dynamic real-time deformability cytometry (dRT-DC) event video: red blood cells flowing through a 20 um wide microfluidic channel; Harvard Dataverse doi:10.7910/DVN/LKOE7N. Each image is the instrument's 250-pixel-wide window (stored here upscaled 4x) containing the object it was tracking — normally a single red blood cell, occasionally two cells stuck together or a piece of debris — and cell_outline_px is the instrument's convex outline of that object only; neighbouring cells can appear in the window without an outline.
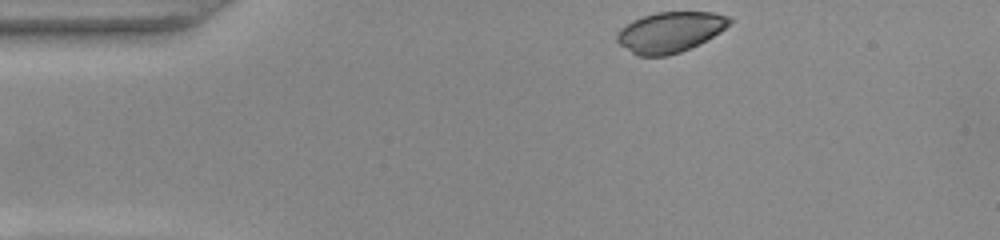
{"species": "common noctule bat (a hibernating species)", "species_latin": "Nyctalus noctula", "temperature_condition": "warm", "stored_images_in_passage": 45, "camera_frame_rate_fps": 3000, "um_per_image_px": 0.085, "animal": {"sex": "female", "body_mass_g": 22.0, "forearm_length_mm": 56.7}, "frame": {"image": 1, "passage_image": 1, "time_ms": 0.0, "image_size_px": [1000, 240], "cell_outline_px": [[732, 20], [720, 32], [680, 52], [668, 56], [636, 56], [620, 44], [616, 40], [616, 32], [620, 28], [632, 20], [656, 12], [712, 12], [728, 16]], "centroid_in_image_um": [56.89, 2.72], "position_along_channel_um": 28.1, "area_um2": 26.3}}
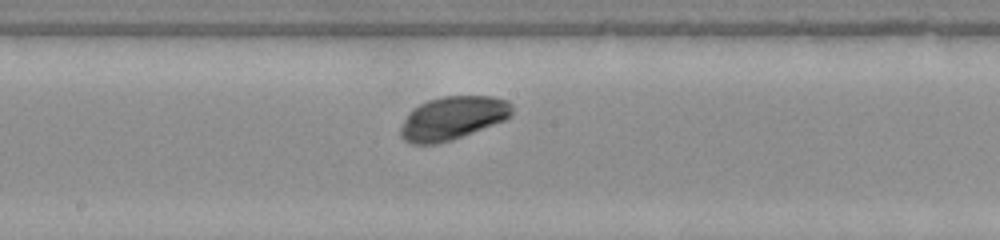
{"frame": {"image": 2, "passage_image": 20, "time_ms": 6.333, "image_size_px": [1000, 240], "cell_outline_px": [[512, 116], [504, 120], [452, 140], [436, 144], [412, 144], [404, 140], [400, 136], [400, 128], [408, 112], [412, 108], [428, 100], [444, 96], [492, 96], [508, 100], [512, 104]], "centroid_in_image_um": [38.46, 10.03], "position_along_channel_um": 209.7, "area_um2": 28.21}}
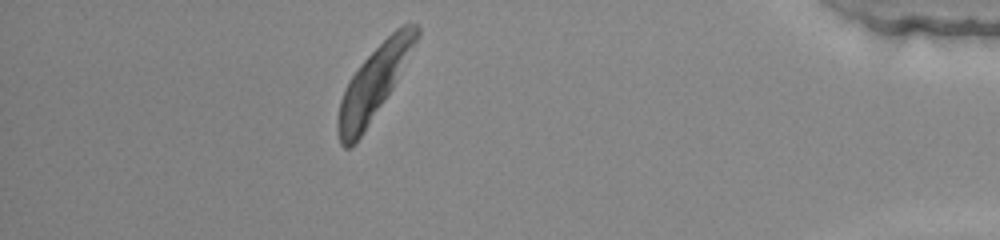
{"frame": {"image": 3, "passage_image": 39, "time_ms": 12.667, "image_size_px": [1000, 240], "cell_outline_px": [[420, 36], [392, 88], [360, 136], [348, 148], [344, 148], [340, 144], [336, 132], [336, 120], [340, 100], [344, 88], [348, 80], [360, 64], [396, 28], [404, 24], [416, 24], [420, 28]], "centroid_in_image_um": [31.74, 7.05], "position_along_channel_um": 403.5, "area_um2": 32.37}, "authors_computed_cell_mechanics": {"area_um2": 29.6514, "velocity_mm_per_s": 3.8164, "shape_relaxation_time_tau1_ms": 1.5564, "shape_relaxation_time_tau2_ms": null, "deformation_change_tau1": 0.1403, "deformation_change_tau2": null}}